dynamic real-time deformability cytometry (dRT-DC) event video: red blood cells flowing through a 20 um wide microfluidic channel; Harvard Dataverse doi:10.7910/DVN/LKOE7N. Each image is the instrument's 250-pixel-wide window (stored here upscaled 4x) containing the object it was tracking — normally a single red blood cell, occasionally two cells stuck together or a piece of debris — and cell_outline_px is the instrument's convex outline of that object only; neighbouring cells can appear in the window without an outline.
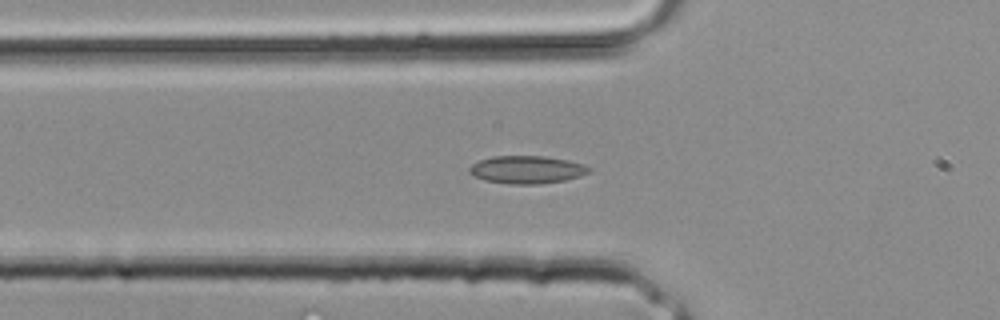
{"species": "common noctule bat (a hibernating species)", "species_latin": "Nyctalus noctula", "temperature_condition": "room temperature", "stored_images_in_passage": 27, "camera_frame_rate_fps": 3000, "um_per_image_px": 0.085, "animal": {"sex": "male", "body_mass_g": 20.4}, "frame": {"image": 1, "passage_image": 5, "time_ms": 1.333, "image_size_px": [1000, 320], "cell_outline_px": [[592, 172], [580, 176], [564, 180], [540, 184], [508, 184], [484, 180], [468, 172], [468, 168], [472, 164], [480, 160], [492, 156], [544, 156], [568, 160], [584, 164], [592, 168]], "centroid_in_image_um": [44.81, 14.42], "position_along_channel_um": 81.0, "area_um2": 19.48}}
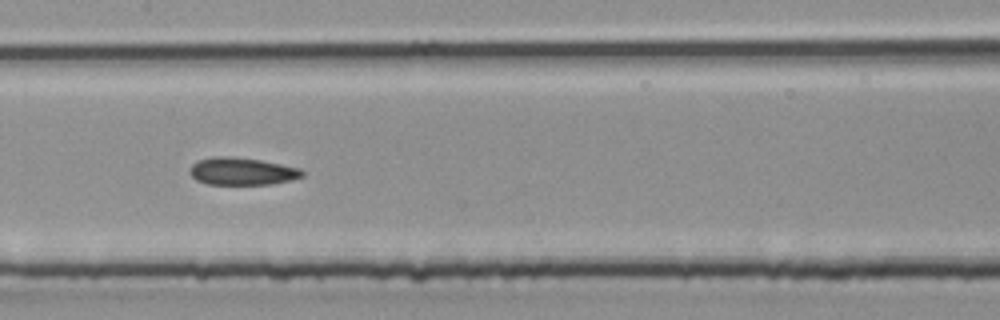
{"frame": {"image": 2, "passage_image": 10, "time_ms": 3.0, "image_size_px": [1000, 320], "cell_outline_px": [[304, 176], [292, 180], [272, 184], [208, 184], [196, 180], [188, 172], [188, 168], [192, 164], [200, 160], [212, 156], [228, 156], [260, 160], [300, 168], [304, 172]], "centroid_in_image_um": [20.56, 14.56], "position_along_channel_um": 186.8, "area_um2": 18.03}}
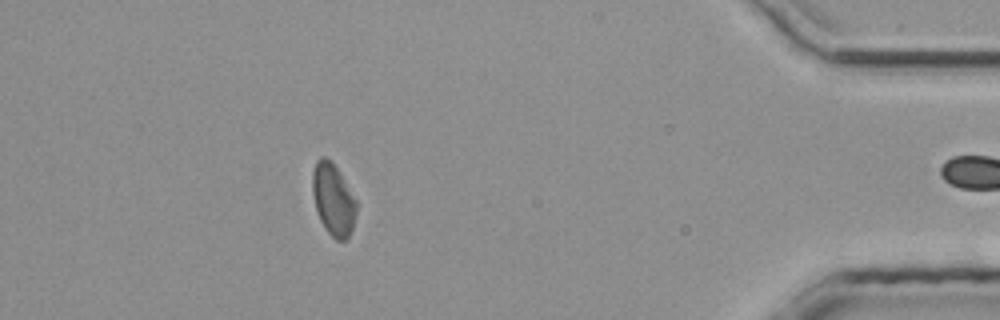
{"frame": {"image": 3, "passage_image": 23, "time_ms": 7.333, "image_size_px": [1000, 320], "cell_outline_px": [[356, 212], [352, 228], [348, 236], [344, 240], [336, 240], [324, 228], [320, 220], [316, 208], [312, 192], [312, 172], [316, 160], [320, 156], [324, 156], [332, 160], [356, 200]], "centroid_in_image_um": [28.3, 16.92], "position_along_channel_um": 406.9, "area_um2": 18.32}}